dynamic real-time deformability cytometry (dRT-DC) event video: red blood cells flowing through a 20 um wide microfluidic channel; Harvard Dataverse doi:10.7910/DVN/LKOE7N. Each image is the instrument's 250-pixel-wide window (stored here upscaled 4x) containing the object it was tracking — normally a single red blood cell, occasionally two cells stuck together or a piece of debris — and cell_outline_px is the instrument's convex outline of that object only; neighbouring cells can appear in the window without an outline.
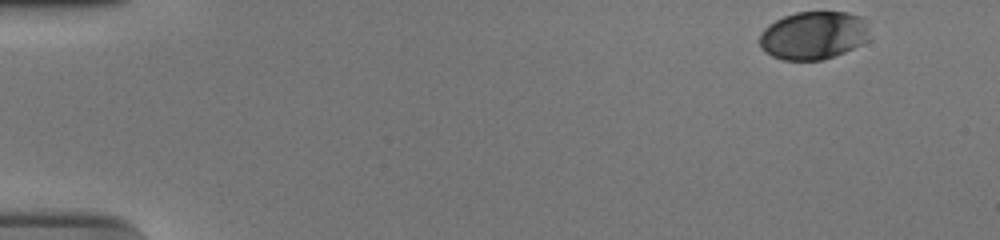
{"species": "human", "species_latin": "Homo sapiens", "temperature_condition": "cold", "stored_images_in_passage": 52, "camera_frame_rate_fps": 3000, "um_per_image_px": 0.085, "donor": {"sex": "male"}, "frame": {"image": 1, "passage_image": 1, "time_ms": 0.0, "image_size_px": [1000, 240], "cell_outline_px": [[868, 40], [844, 52], [824, 60], [780, 60], [764, 52], [760, 44], [760, 32], [768, 24], [784, 16], [796, 12], [848, 12], [860, 16]], "centroid_in_image_um": [69.06, 3.02], "position_along_channel_um": 15.9, "area_um2": 30.52}}
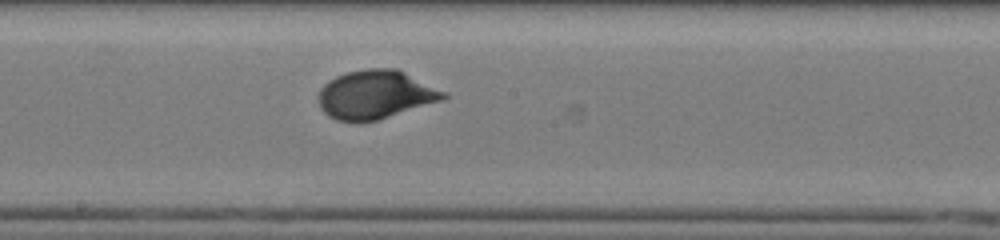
{"frame": {"image": 2, "passage_image": 28, "time_ms": 9.0, "image_size_px": [1000, 240], "cell_outline_px": [[448, 96], [444, 100], [376, 120], [336, 120], [328, 116], [320, 108], [320, 88], [328, 80], [336, 76], [348, 72], [368, 68], [396, 68], [448, 92]], "centroid_in_image_um": [31.96, 8.02], "position_along_channel_um": 216.2, "area_um2": 35.14}}
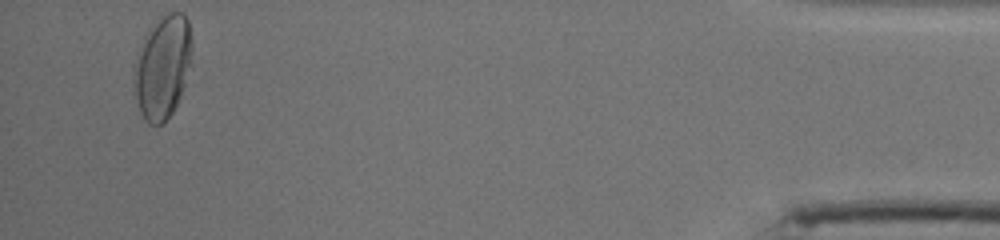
{"frame": {"image": 3, "passage_image": 50, "time_ms": 16.333, "image_size_px": [1000, 240], "cell_outline_px": [[192, 48], [184, 84], [180, 100], [164, 124], [148, 124], [144, 120], [140, 112], [136, 96], [136, 64], [144, 36], [164, 16], [172, 12], [184, 12], [188, 20], [192, 40]], "centroid_in_image_um": [13.87, 5.73], "position_along_channel_um": 421.3, "area_um2": 33.81}, "authors_computed_cell_mechanics": {"area_um2": 33.3795, "velocity_mm_per_s": 3.7405, "shape_relaxation_time_tau1_ms": 4.9431, "shape_relaxation_time_tau2_ms": null, "deformation_change_tau1": 0.1891, "deformation_change_tau2": null}}